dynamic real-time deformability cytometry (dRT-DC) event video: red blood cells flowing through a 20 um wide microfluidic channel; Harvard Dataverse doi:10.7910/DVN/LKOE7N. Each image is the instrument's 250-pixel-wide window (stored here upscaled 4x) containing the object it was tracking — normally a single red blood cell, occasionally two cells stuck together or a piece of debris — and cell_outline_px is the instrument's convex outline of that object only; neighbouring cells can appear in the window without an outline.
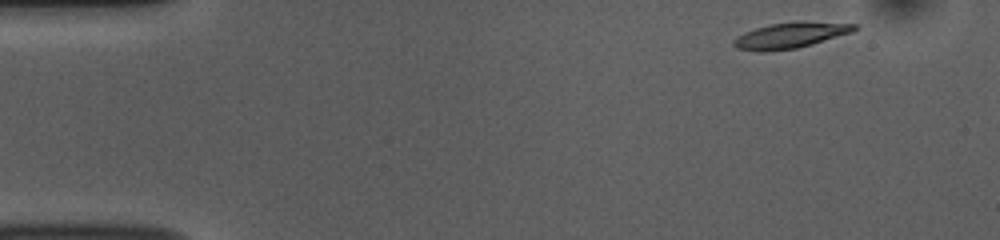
{"species": "common noctule bat (a hibernating species)", "species_latin": "Nyctalus noctula", "temperature_condition": "room temperature", "stored_images_in_passage": 49, "camera_frame_rate_fps": 3000, "um_per_image_px": 0.085, "animal": {"sex": "female", "body_mass_g": 10.0, "forearm_length_mm": 53.1}, "frame": {"image": 1, "passage_image": 1, "time_ms": 0.0, "image_size_px": [1000, 240], "cell_outline_px": [[860, 28], [852, 32], [812, 44], [796, 48], [764, 52], [756, 52], [736, 48], [732, 44], [732, 40], [744, 32], [756, 28], [772, 24], [860, 24]], "centroid_in_image_um": [67.09, 3.07], "position_along_channel_um": 17.9, "area_um2": 17.17}}
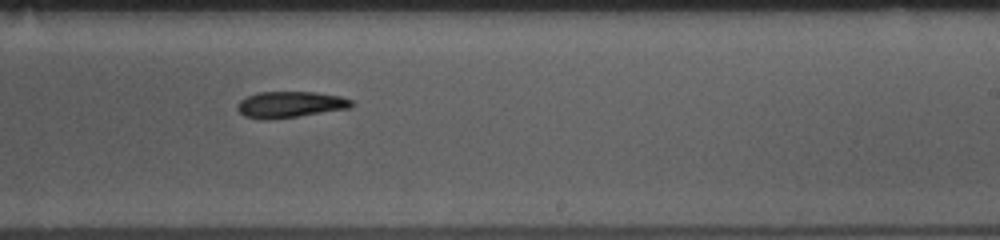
{"frame": {"image": 2, "passage_image": 28, "time_ms": 9.0, "image_size_px": [1000, 240], "cell_outline_px": [[356, 104], [352, 108], [268, 120], [260, 120], [244, 116], [236, 108], [236, 104], [240, 100], [248, 96], [260, 92], [316, 92], [340, 96], [352, 100]], "centroid_in_image_um": [24.67, 8.89], "position_along_channel_um": 264.3, "area_um2": 17.57}}
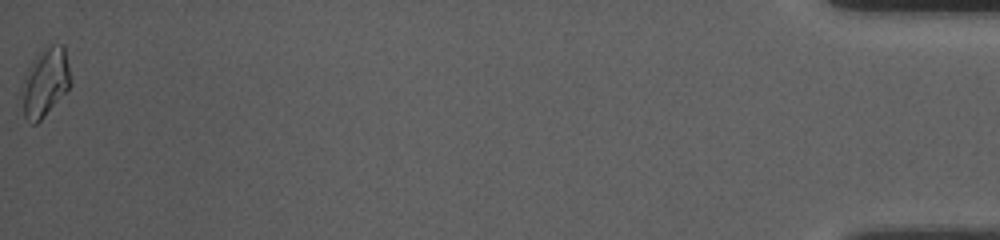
{"frame": {"image": 3, "passage_image": 49, "time_ms": 16.0, "image_size_px": [1000, 240], "cell_outline_px": [[72, 84], [44, 116], [36, 124], [32, 124], [24, 116], [20, 92], [20, 88], [28, 68], [32, 60], [40, 48], [48, 44], [64, 44], [72, 80]], "centroid_in_image_um": [3.83, 6.94], "position_along_channel_um": 431.4, "area_um2": 19.88}, "authors_computed_cell_mechanics": {"area_um2": 17.8602, "velocity_mm_per_s": 3.7637, "shape_relaxation_time_tau1_ms": null, "shape_relaxation_time_tau2_ms": 10.0821, "deformation_change_tau1": null, "deformation_change_tau2": 0.1821}}